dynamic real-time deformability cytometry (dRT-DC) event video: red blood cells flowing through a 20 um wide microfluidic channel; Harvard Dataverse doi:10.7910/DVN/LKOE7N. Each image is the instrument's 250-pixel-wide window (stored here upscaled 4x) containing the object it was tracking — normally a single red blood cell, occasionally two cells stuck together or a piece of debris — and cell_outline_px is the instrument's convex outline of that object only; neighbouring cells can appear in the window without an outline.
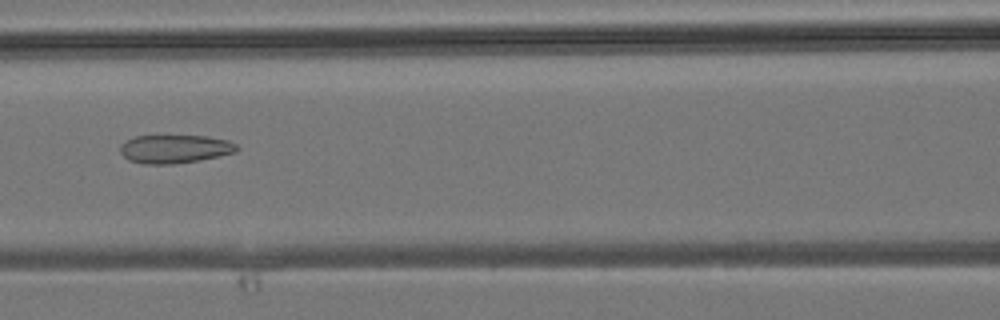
{"species": "common noctule bat (a hibernating species)", "species_latin": "Nyctalus noctula", "temperature_condition": "room temperature", "stored_images_in_passage": 40, "camera_frame_rate_fps": 3000, "um_per_image_px": 0.085, "animal": {"sex": "male", "body_mass_g": 19.2, "forearm_length_mm": 51.8}, "frame": {"image": 1, "passage_image": 16, "time_ms": 5.0, "image_size_px": [1000, 320], "cell_outline_px": [[240, 148], [236, 152], [200, 160], [172, 164], [144, 164], [128, 160], [120, 152], [120, 144], [136, 136], [208, 136], [228, 140], [236, 144]], "centroid_in_image_um": [14.87, 12.66], "position_along_channel_um": 151.7, "area_um2": 19.31}}
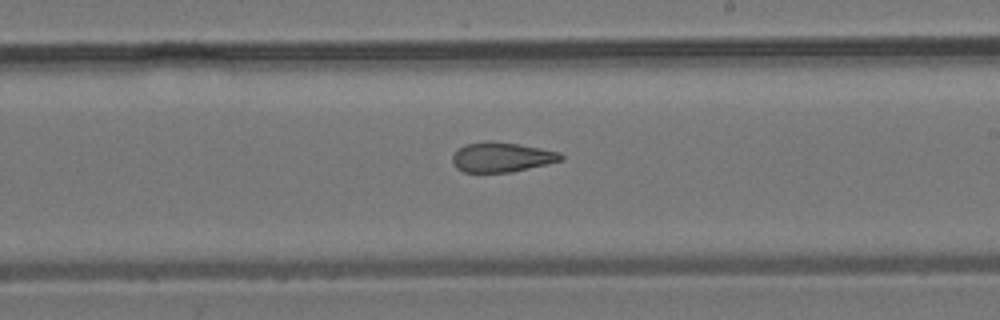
{"frame": {"image": 2, "passage_image": 22, "time_ms": 7.0, "image_size_px": [1000, 320], "cell_outline_px": [[564, 160], [512, 172], [464, 172], [456, 168], [452, 164], [452, 156], [464, 144], [484, 140], [488, 140], [516, 144], [540, 148], [560, 152], [564, 156]], "centroid_in_image_um": [42.63, 13.35], "position_along_channel_um": 246.4, "area_um2": 18.9}}
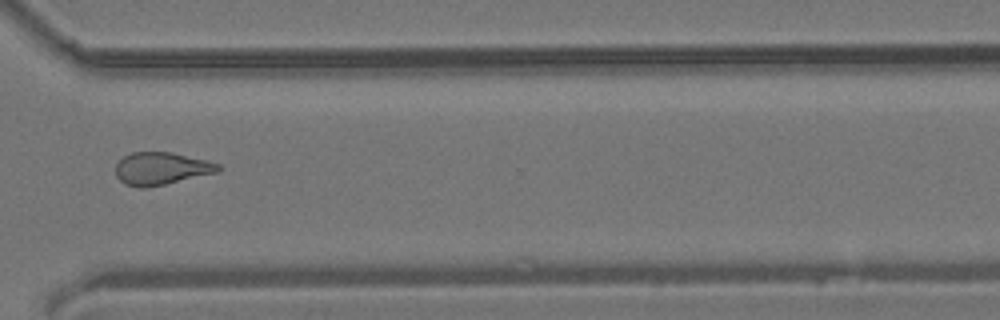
{"frame": {"image": 3, "passage_image": 29, "time_ms": 9.333, "image_size_px": [1000, 320], "cell_outline_px": [[224, 168], [220, 172], [164, 184], [144, 188], [140, 188], [124, 184], [116, 176], [116, 164], [124, 156], [132, 152], [172, 152], [208, 160], [220, 164]], "centroid_in_image_um": [13.76, 14.32], "position_along_channel_um": 356.8, "area_um2": 19.65}}